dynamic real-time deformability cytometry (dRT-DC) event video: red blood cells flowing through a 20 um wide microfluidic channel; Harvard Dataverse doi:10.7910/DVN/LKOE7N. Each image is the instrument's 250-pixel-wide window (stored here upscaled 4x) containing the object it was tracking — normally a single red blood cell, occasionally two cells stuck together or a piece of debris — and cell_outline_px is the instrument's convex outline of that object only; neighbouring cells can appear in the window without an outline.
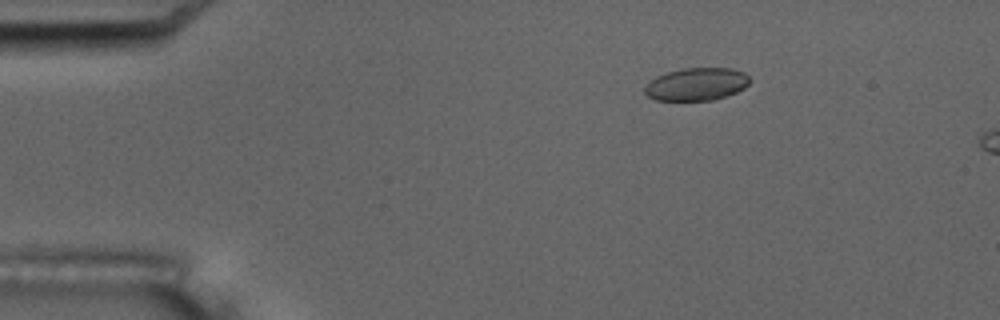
{"species": "common noctule bat (a hibernating species)", "species_latin": "Nyctalus noctula", "temperature_condition": "room temperature", "stored_images_in_passage": 4, "camera_frame_rate_fps": 3000, "um_per_image_px": 0.085, "animal": {"sex": "male", "body_mass_g": 17.5, "forearm_length_mm": 52.3}, "frame": {"image": 1, "passage_image": 2, "time_ms": 2.333, "image_size_px": [1000, 320], "cell_outline_px": [[752, 80], [744, 88], [736, 92], [712, 100], [656, 100], [648, 96], [644, 92], [644, 88], [656, 76], [668, 72], [684, 68], [732, 68], [744, 72]], "centroid_in_image_um": [59.23, 7.15], "position_along_channel_um": 25.8, "area_um2": 19.88}}